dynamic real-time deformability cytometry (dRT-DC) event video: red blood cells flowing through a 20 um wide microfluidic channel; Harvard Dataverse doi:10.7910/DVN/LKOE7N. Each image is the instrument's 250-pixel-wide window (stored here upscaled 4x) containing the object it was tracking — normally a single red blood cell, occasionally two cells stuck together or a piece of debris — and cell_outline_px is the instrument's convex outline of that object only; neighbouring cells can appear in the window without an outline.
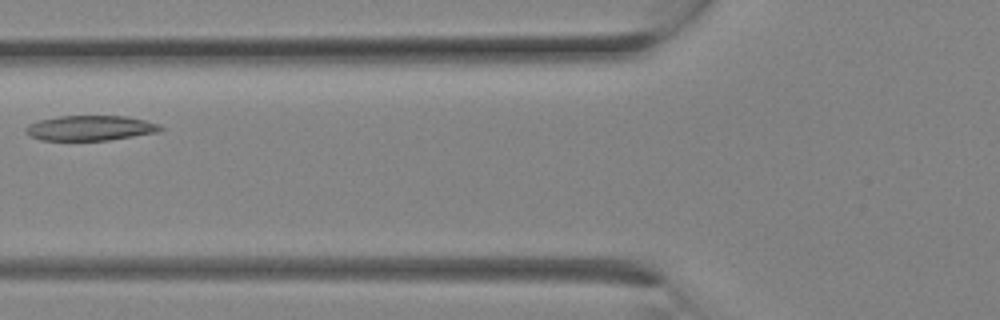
{"species": "Egyptian fruit bat (a non-hibernating species)", "species_latin": "Rousettus aegyptiacus", "temperature_condition": "room temperature", "stored_images_in_passage": 22, "camera_frame_rate_fps": 3000, "um_per_image_px": 0.085, "animal": {"sex": "female"}, "frame": {"image": 1, "passage_image": 6, "time_ms": 1.667, "image_size_px": [1000, 320], "cell_outline_px": [[164, 128], [160, 132], [108, 140], [40, 140], [28, 136], [24, 132], [24, 128], [28, 124], [40, 120], [56, 116], [128, 116], [160, 124]], "centroid_in_image_um": [7.65, 10.88], "position_along_channel_um": 118.1, "area_um2": 19.88}}
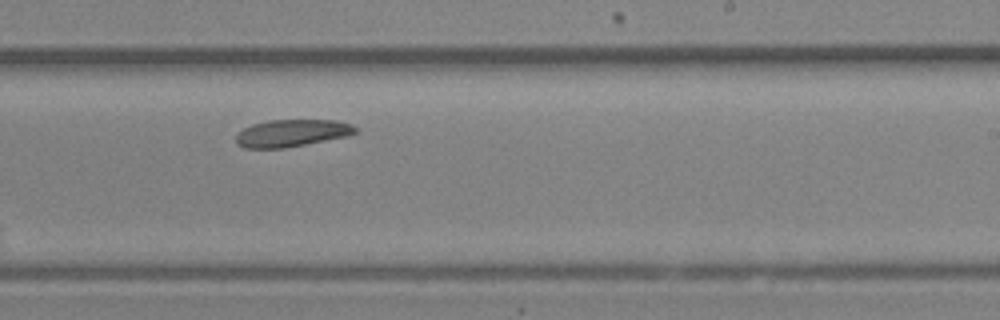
{"frame": {"image": 2, "passage_image": 12, "time_ms": 3.667, "image_size_px": [1000, 320], "cell_outline_px": [[356, 132], [348, 136], [284, 148], [244, 148], [236, 144], [236, 136], [244, 128], [252, 124], [268, 120], [336, 120], [352, 124], [356, 128]], "centroid_in_image_um": [24.8, 11.31], "position_along_channel_um": 264.2, "area_um2": 18.9}}
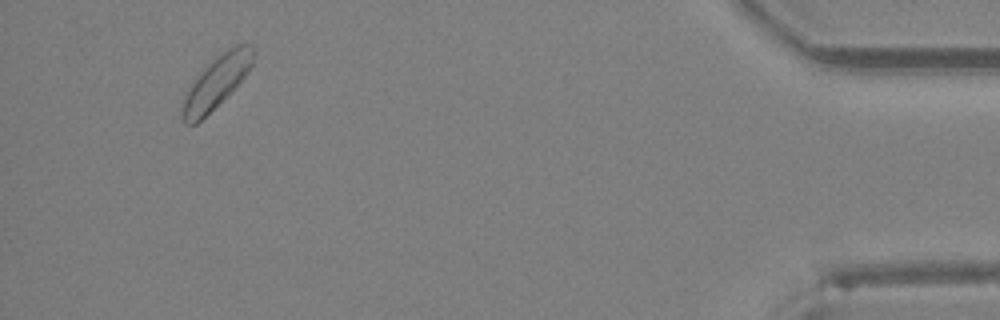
{"frame": {"image": 3, "passage_image": 21, "time_ms": 6.667, "image_size_px": [1000, 320], "cell_outline_px": [[256, 52], [252, 64], [248, 72], [232, 92], [196, 124], [184, 124], [180, 112], [180, 108], [184, 92], [196, 76], [216, 56], [228, 48], [244, 40], [252, 44], [256, 48]], "centroid_in_image_um": [18.41, 6.94], "position_along_channel_um": 416.8, "area_um2": 22.31}}